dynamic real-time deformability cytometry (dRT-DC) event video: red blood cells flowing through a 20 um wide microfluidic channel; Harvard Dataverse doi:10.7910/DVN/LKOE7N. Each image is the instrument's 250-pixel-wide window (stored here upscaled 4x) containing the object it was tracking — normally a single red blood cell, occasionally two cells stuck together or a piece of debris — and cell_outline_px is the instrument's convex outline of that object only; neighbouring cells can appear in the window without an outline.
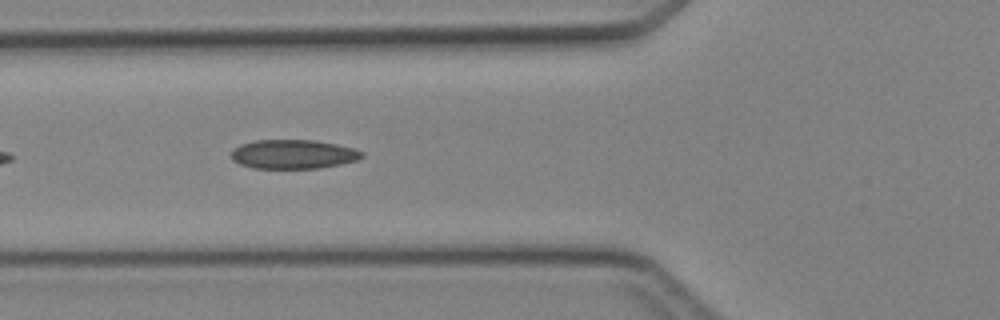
{"species": "Egyptian fruit bat (a non-hibernating species)", "species_latin": "Rousettus aegyptiacus", "temperature_condition": "cold", "stored_images_in_passage": 5, "camera_frame_rate_fps": 3000, "um_per_image_px": 0.085, "animal": {"sex": "female"}, "frame": {"image": 1, "passage_image": 4, "time_ms": 3.667, "image_size_px": [1000, 320], "cell_outline_px": [[364, 156], [356, 160], [340, 164], [320, 168], [252, 168], [240, 164], [232, 160], [232, 152], [240, 144], [256, 140], [316, 140], [356, 148], [364, 152]], "centroid_in_image_um": [24.96, 13.1], "position_along_channel_um": 100.8, "area_um2": 22.2}}
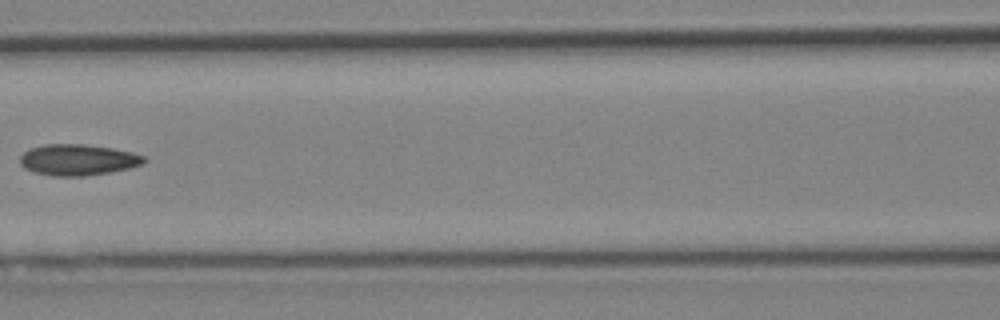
{"frame": {"image": 2, "passage_image": 5, "time_ms": 5.0, "image_size_px": [1000, 320], "cell_outline_px": [[148, 160], [144, 164], [128, 168], [108, 172], [84, 176], [52, 176], [36, 172], [24, 168], [20, 164], [20, 156], [24, 152], [32, 148], [44, 144], [84, 144], [112, 148], [132, 152], [144, 156]], "centroid_in_image_um": [6.63, 13.58], "position_along_channel_um": 160.0, "area_um2": 22.43}}